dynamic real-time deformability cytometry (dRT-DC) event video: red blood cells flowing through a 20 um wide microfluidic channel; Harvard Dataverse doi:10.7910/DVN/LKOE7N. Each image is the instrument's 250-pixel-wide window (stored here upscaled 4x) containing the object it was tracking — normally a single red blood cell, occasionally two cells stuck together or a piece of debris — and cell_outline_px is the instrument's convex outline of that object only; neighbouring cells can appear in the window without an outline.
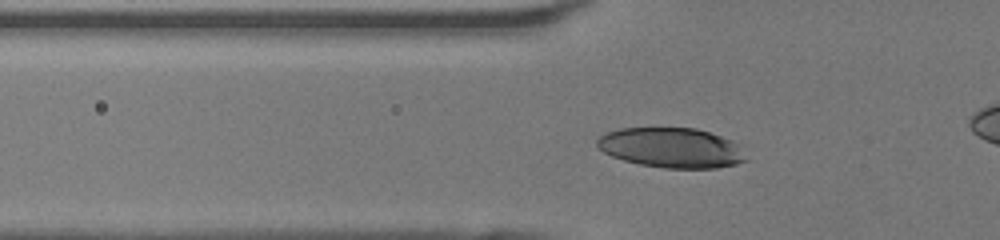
{"species": "human", "species_latin": "Homo sapiens", "temperature_condition": "room temperature", "stored_images_in_passage": 40, "camera_frame_rate_fps": 3000, "um_per_image_px": 0.085, "donor": {"sex": "female"}, "frame": {"image": 1, "passage_image": 13, "time_ms": 4.0, "image_size_px": [1000, 240], "cell_outline_px": [[748, 160], [736, 164], [716, 168], [664, 168], [640, 164], [624, 160], [612, 156], [596, 148], [596, 140], [600, 136], [608, 132], [620, 128], [696, 128], [744, 144]], "centroid_in_image_um": [57.14, 12.56], "position_along_channel_um": 68.7, "area_um2": 35.08}}
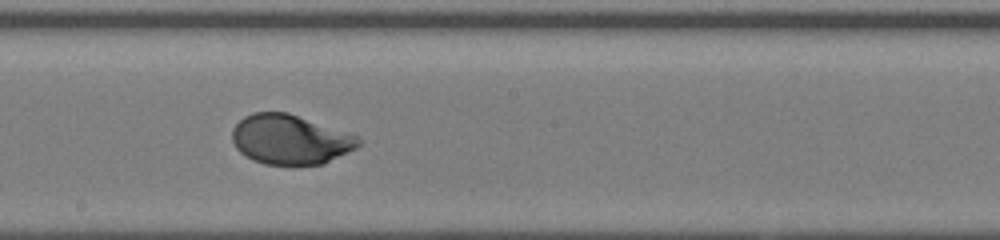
{"frame": {"image": 2, "passage_image": 24, "time_ms": 7.667, "image_size_px": [1000, 240], "cell_outline_px": [[364, 140], [356, 148], [324, 164], [264, 164], [252, 160], [244, 156], [236, 148], [232, 140], [232, 128], [244, 116], [252, 112], [288, 112], [356, 136]], "centroid_in_image_um": [24.63, 11.86], "position_along_channel_um": 223.6, "area_um2": 36.41}}
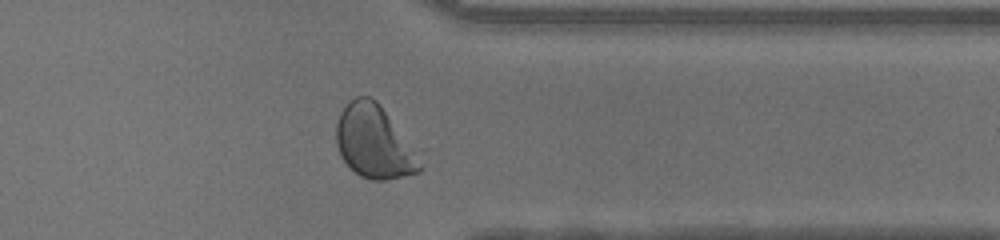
{"frame": {"image": 3, "passage_image": 35, "time_ms": 11.333, "image_size_px": [1000, 240], "cell_outline_px": [[424, 168], [420, 172], [384, 180], [372, 180], [360, 176], [340, 156], [336, 144], [336, 124], [340, 112], [356, 96], [368, 96], [376, 100], [424, 164]], "centroid_in_image_um": [31.77, 12.09], "position_along_channel_um": 379.6, "area_um2": 34.85}}